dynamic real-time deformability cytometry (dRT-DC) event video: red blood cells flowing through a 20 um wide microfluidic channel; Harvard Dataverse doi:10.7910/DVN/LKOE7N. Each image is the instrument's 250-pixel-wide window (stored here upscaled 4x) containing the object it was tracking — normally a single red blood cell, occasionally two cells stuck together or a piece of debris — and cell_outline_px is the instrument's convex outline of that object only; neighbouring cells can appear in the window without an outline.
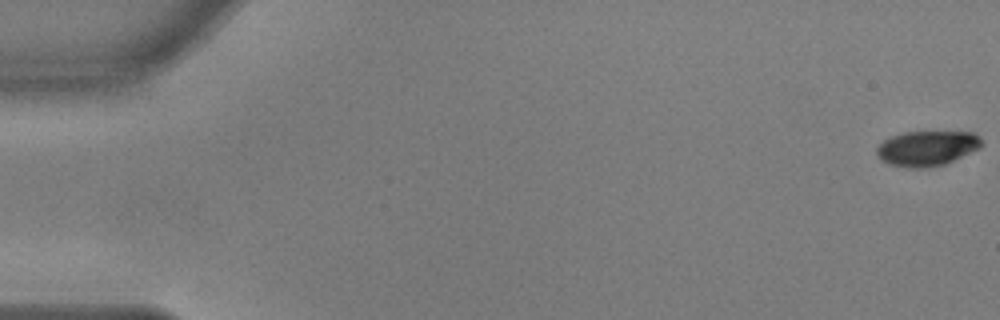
{"species": "common noctule bat (a hibernating species)", "species_latin": "Nyctalus noctula", "temperature_condition": "warm", "stored_images_in_passage": 56, "camera_frame_rate_fps": 3000, "um_per_image_px": 0.085, "animal": {"sex": "male", "body_mass_g": 17.9, "forearm_length_mm": 54.2}, "frame": {"image": 1, "passage_image": 1, "time_ms": 0.0, "image_size_px": [1000, 320], "cell_outline_px": [[984, 144], [980, 148], [944, 164], [928, 168], [908, 168], [888, 164], [876, 152], [876, 148], [884, 140], [892, 136], [904, 132], [972, 132], [980, 136]], "centroid_in_image_um": [78.83, 12.6], "position_along_channel_um": 6.2, "area_um2": 21.39}}
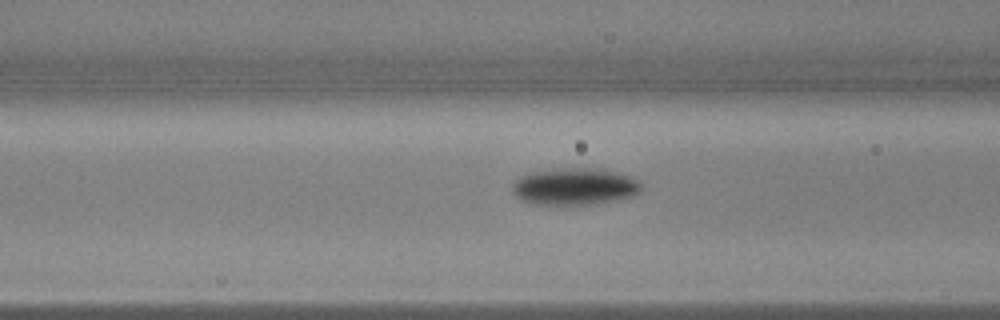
{"frame": {"image": 2, "passage_image": 23, "time_ms": 7.333, "image_size_px": [1000, 320], "cell_outline_px": [[640, 192], [632, 196], [616, 200], [592, 204], [528, 204], [520, 200], [512, 192], [512, 184], [520, 176], [532, 172], [568, 168], [592, 168], [616, 172], [632, 176], [640, 184]], "centroid_in_image_um": [48.81, 15.86], "position_along_channel_um": 117.8, "area_um2": 27.63}}
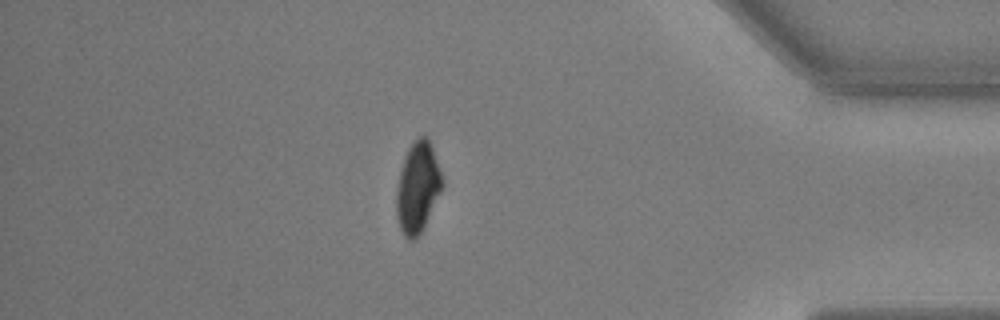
{"frame": {"image": 3, "passage_image": 49, "time_ms": 16.0, "image_size_px": [1000, 320], "cell_outline_px": [[444, 184], [416, 240], [408, 240], [404, 236], [400, 228], [396, 216], [396, 192], [400, 172], [404, 156], [408, 148], [420, 136], [428, 136]], "centroid_in_image_um": [35.47, 15.94], "position_along_channel_um": 399.7, "area_um2": 23.7}, "authors_computed_cell_mechanics": {"area_um2": 25.0852, "velocity_mm_per_s": 3.6519, "shape_relaxation_time_tau1_ms": 2.526, "shape_relaxation_time_tau2_ms": null, "deformation_change_tau1": 0.1293, "deformation_change_tau2": null}}